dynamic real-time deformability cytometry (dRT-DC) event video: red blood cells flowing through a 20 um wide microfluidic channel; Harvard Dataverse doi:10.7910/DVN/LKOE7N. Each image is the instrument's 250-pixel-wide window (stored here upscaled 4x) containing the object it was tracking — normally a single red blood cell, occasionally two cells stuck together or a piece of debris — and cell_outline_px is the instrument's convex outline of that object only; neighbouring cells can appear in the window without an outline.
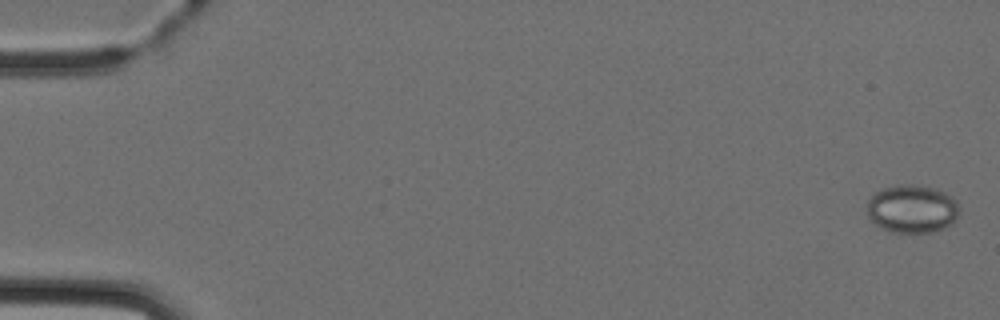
{"species": "Egyptian fruit bat (a non-hibernating species)", "species_latin": "Rousettus aegyptiacus", "temperature_condition": "cold", "stored_images_in_passage": 5, "camera_frame_rate_fps": 3000, "um_per_image_px": 0.085, "animal": {"sex": "female"}, "frame": {"image": 1, "passage_image": 1, "time_ms": 0.0, "image_size_px": [1000, 320], "cell_outline_px": [[960, 212], [956, 220], [952, 224], [944, 228], [932, 232], [892, 232], [880, 228], [868, 216], [868, 200], [876, 192], [884, 188], [900, 184], [912, 184], [936, 188], [952, 196], [956, 200]], "centroid_in_image_um": [77.56, 17.75], "position_along_channel_um": 7.4, "area_um2": 26.01}}